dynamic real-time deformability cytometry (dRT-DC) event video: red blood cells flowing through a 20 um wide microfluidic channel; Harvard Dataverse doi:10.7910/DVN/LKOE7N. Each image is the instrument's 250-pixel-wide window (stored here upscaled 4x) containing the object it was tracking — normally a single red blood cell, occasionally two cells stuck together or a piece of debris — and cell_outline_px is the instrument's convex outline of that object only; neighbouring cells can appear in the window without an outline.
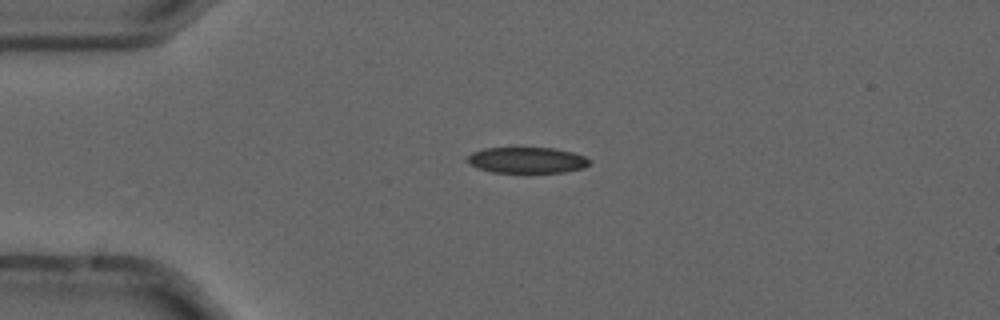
{"species": "common noctule bat (a hibernating species)", "species_latin": "Nyctalus noctula", "temperature_condition": "cold", "stored_images_in_passage": 4, "camera_frame_rate_fps": 3000, "um_per_image_px": 0.085, "animal": {"sex": "male", "forearm_length_mm": 52.5}, "frame": {"image": 1, "passage_image": 2, "time_ms": 0.333, "image_size_px": [1000, 320], "cell_outline_px": [[592, 160], [584, 168], [564, 172], [492, 172], [480, 168], [472, 164], [468, 160], [468, 156], [472, 152], [484, 148], [552, 148], [572, 152], [584, 156]], "centroid_in_image_um": [44.84, 13.61], "position_along_channel_um": 40.2, "area_um2": 18.21}}
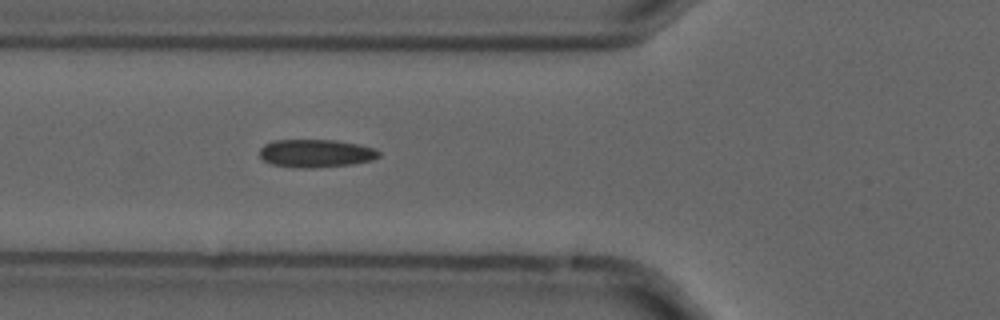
{"frame": {"image": 2, "passage_image": 4, "time_ms": 1.0, "image_size_px": [1000, 320], "cell_outline_px": [[380, 156], [372, 160], [352, 164], [312, 168], [292, 168], [272, 164], [264, 160], [260, 156], [260, 148], [264, 144], [272, 140], [336, 140], [360, 144], [372, 148], [380, 152]], "centroid_in_image_um": [26.83, 13.03], "position_along_channel_um": 99.0, "area_um2": 19.59}}